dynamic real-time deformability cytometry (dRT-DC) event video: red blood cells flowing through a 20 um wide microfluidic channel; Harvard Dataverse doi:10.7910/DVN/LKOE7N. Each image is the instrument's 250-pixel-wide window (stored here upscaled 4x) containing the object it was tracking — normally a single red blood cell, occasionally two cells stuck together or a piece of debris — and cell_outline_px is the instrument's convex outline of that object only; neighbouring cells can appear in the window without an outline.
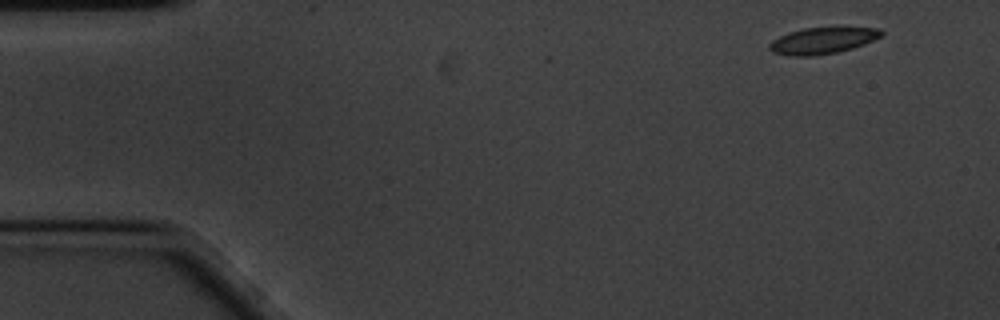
{"species": "common noctule bat (a hibernating species)", "species_latin": "Nyctalus noctula", "temperature_condition": "cold", "stored_images_in_passage": 55, "camera_frame_rate_fps": 3000, "um_per_image_px": 0.085, "animal": {"sex": "male", "body_mass_g": 20.1, "forearm_length_mm": 53.5}, "frame": {"image": 1, "passage_image": 1, "time_ms": 0.0, "image_size_px": [1000, 320], "cell_outline_px": [[884, 32], [880, 36], [864, 44], [852, 48], [836, 52], [812, 56], [792, 56], [772, 52], [768, 48], [768, 44], [772, 40], [788, 32], [804, 28], [880, 28]], "centroid_in_image_um": [69.86, 3.46], "position_along_channel_um": 15.1, "area_um2": 16.99}}
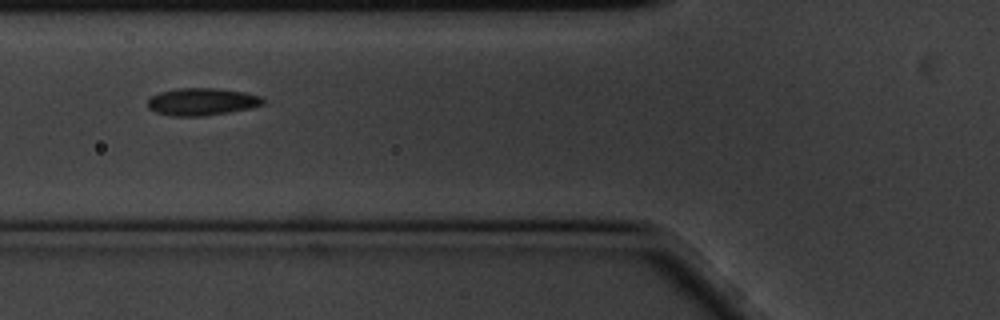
{"frame": {"image": 2, "passage_image": 18, "time_ms": 5.667, "image_size_px": [1000, 320], "cell_outline_px": [[264, 104], [252, 108], [228, 112], [200, 116], [172, 116], [156, 112], [148, 108], [148, 100], [152, 96], [160, 92], [176, 88], [216, 88], [244, 92], [260, 96], [264, 100]], "centroid_in_image_um": [17.16, 8.64], "position_along_channel_um": 108.6, "area_um2": 18.32}}
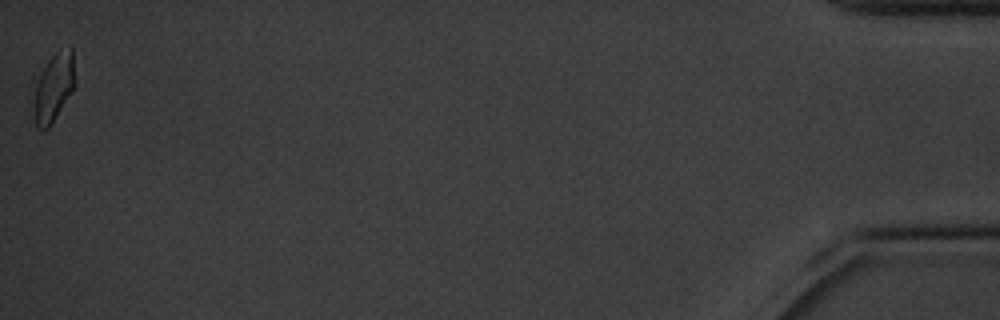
{"frame": {"image": 3, "passage_image": 55, "time_ms": 18.0, "image_size_px": [1000, 320], "cell_outline_px": [[76, 80], [72, 88], [48, 128], [44, 132], [36, 128], [32, 76], [60, 48], [72, 44]], "centroid_in_image_um": [4.51, 7.31], "position_along_channel_um": 430.7, "area_um2": 17.05}, "authors_computed_cell_mechanics": {"area_um2": 17.5134, "velocity_mm_per_s": 3.3994, "shape_relaxation_time_tau1_ms": 2.58, "shape_relaxation_time_tau2_ms": 1.7727, "deformation_change_tau1": 0.1012, "deformation_change_tau2": 0.0709}}